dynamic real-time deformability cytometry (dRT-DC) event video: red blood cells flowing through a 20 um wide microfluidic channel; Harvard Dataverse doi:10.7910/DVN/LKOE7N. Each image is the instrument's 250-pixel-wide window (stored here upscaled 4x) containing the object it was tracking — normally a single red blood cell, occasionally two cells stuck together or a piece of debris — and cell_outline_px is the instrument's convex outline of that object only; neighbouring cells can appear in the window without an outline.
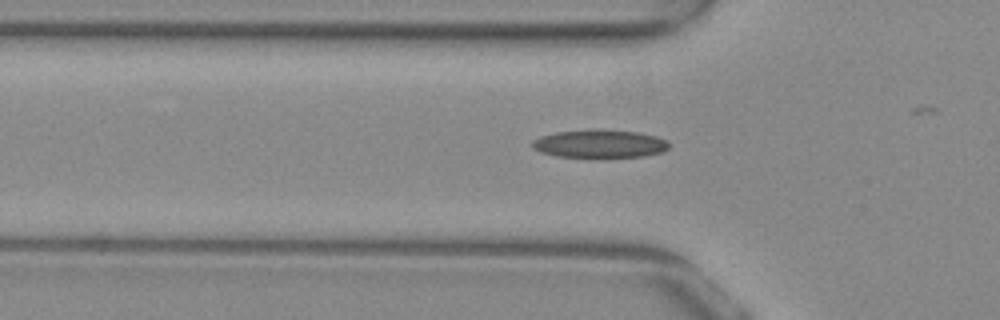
{"species": "common noctule bat (a hibernating species)", "species_latin": "Nyctalus noctula", "temperature_condition": "warm", "stored_images_in_passage": 26, "camera_frame_rate_fps": 3000, "um_per_image_px": 0.085, "animal": {"sex": "female", "body_mass_g": 29.2, "forearm_length_mm": 56.3}, "frame": {"image": 1, "passage_image": 6, "time_ms": 1.667, "image_size_px": [1000, 320], "cell_outline_px": [[668, 148], [664, 152], [644, 156], [604, 160], [556, 156], [540, 152], [532, 148], [532, 140], [540, 136], [556, 132], [592, 128], [596, 128], [636, 132], [656, 136], [668, 140]], "centroid_in_image_um": [50.97, 12.25], "position_along_channel_um": 74.8, "area_um2": 23.64}}
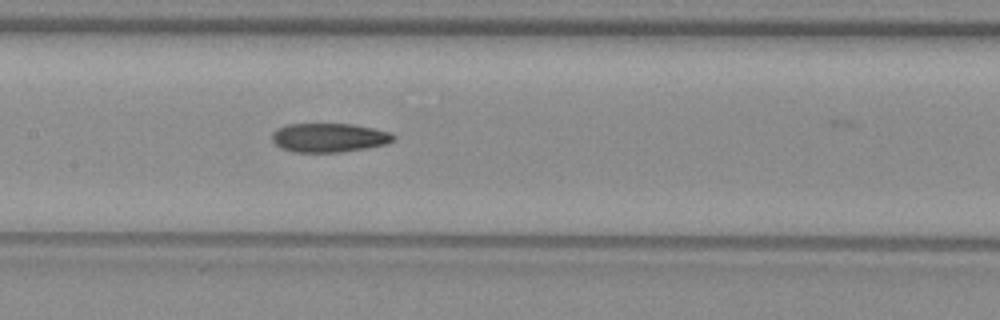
{"frame": {"image": 2, "passage_image": 14, "time_ms": 4.333, "image_size_px": [1000, 320], "cell_outline_px": [[396, 140], [388, 144], [368, 148], [340, 152], [292, 152], [280, 148], [272, 140], [272, 132], [276, 128], [288, 124], [352, 124], [392, 132], [396, 136]], "centroid_in_image_um": [28.0, 11.7], "position_along_channel_um": 179.4, "area_um2": 20.81}}
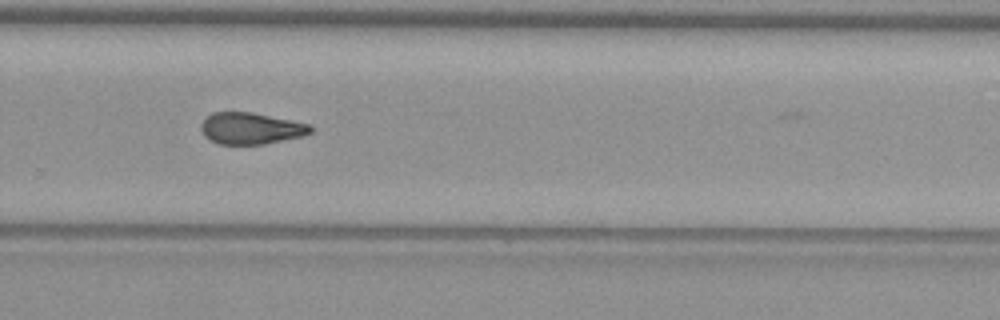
{"frame": {"image": 3, "passage_image": 24, "time_ms": 7.667, "image_size_px": [1000, 320], "cell_outline_px": [[312, 132], [300, 136], [264, 144], [220, 144], [204, 136], [200, 128], [200, 124], [212, 112], [252, 112], [292, 120], [308, 124], [312, 128]], "centroid_in_image_um": [21.29, 10.9], "position_along_channel_um": 308.5, "area_um2": 19.94}}